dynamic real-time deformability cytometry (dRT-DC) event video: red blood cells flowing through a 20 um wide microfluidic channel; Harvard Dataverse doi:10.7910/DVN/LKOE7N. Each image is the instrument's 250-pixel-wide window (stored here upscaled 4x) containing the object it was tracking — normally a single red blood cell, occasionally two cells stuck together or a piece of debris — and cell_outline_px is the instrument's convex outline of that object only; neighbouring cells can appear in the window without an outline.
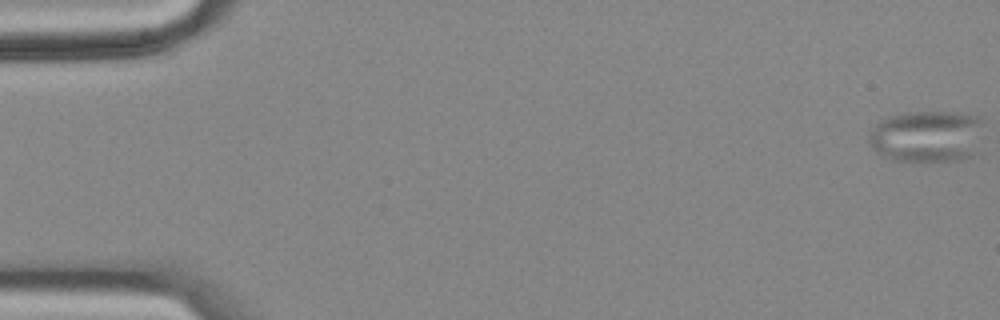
{"species": "common noctule bat (a hibernating species)", "species_latin": "Nyctalus noctula", "temperature_condition": "cold", "stored_images_in_passage": 58, "camera_frame_rate_fps": 3000, "um_per_image_px": 0.085, "animal": {"sex": "female", "body_mass_g": 18.4}, "frame": {"image": 1, "passage_image": 1, "time_ms": 0.0, "image_size_px": [1000, 320], "cell_outline_px": [[984, 124], [972, 156], [960, 160], [892, 160], [880, 156], [872, 148], [868, 140], [868, 132], [880, 120], [888, 116], [904, 112], [952, 112], [984, 116]], "centroid_in_image_um": [78.76, 11.56], "position_along_channel_um": 6.2, "area_um2": 34.97}}
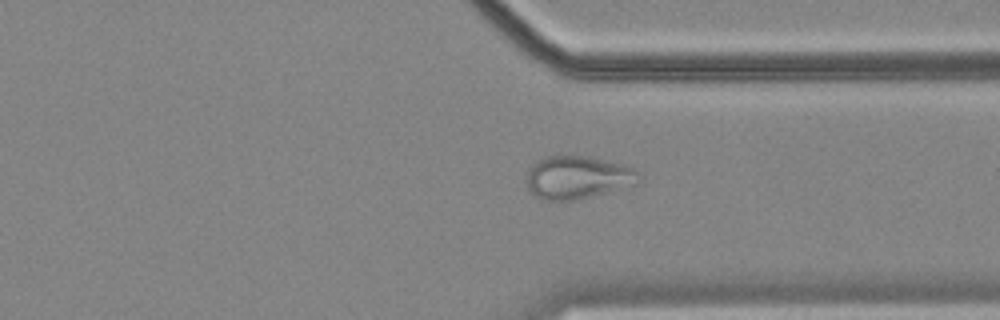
{"frame": {"image": 2, "passage_image": 44, "time_ms": 14.333, "image_size_px": [1000, 320], "cell_outline_px": [[636, 184], [576, 200], [544, 200], [536, 196], [528, 188], [528, 172], [540, 160], [548, 156], [588, 156], [620, 164], [632, 168], [636, 172]], "centroid_in_image_um": [49.07, 15.09], "position_along_channel_um": 362.3, "area_um2": 27.11}}
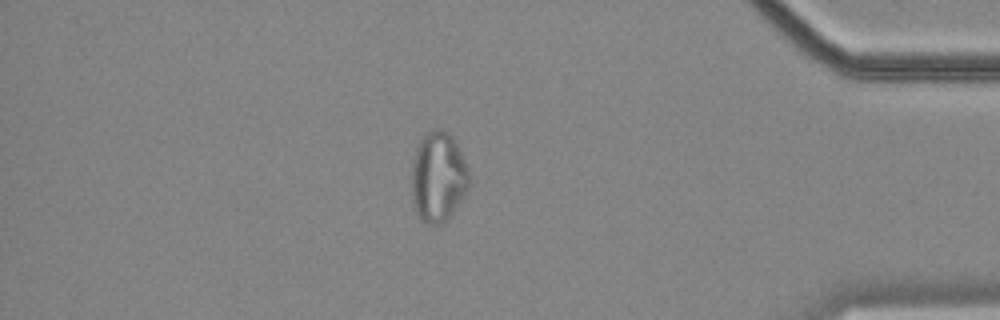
{"frame": {"image": 3, "passage_image": 50, "time_ms": 16.333, "image_size_px": [1000, 320], "cell_outline_px": [[468, 188], [452, 212], [440, 224], [428, 224], [416, 212], [412, 200], [412, 160], [416, 148], [420, 140], [428, 132], [436, 128], [440, 128], [448, 132], [456, 140], [468, 168]], "centroid_in_image_um": [37.23, 14.98], "position_along_channel_um": 398.0, "area_um2": 29.88}}